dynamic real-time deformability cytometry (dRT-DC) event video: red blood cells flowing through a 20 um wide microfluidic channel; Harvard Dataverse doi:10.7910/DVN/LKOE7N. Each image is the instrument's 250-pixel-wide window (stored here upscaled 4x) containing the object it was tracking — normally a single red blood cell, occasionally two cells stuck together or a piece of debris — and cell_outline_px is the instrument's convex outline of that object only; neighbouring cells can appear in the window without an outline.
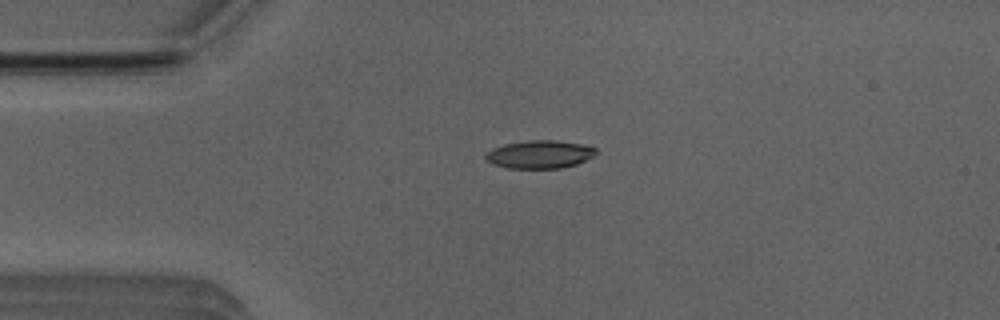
{"species": "Egyptian fruit bat (a non-hibernating species)", "species_latin": "Rousettus aegyptiacus", "temperature_condition": "room temperature", "stored_images_in_passage": 52, "camera_frame_rate_fps": 3000, "um_per_image_px": 0.085, "animal": {"sex": "male"}, "frame": {"image": 1, "passage_image": 12, "time_ms": 3.667, "image_size_px": [1000, 320], "cell_outline_px": [[596, 152], [592, 156], [576, 164], [560, 168], [508, 168], [492, 164], [484, 156], [492, 148], [504, 144], [528, 140], [556, 140], [584, 144], [596, 148]], "centroid_in_image_um": [45.86, 13.11], "position_along_channel_um": 39.1, "area_um2": 17.92}}
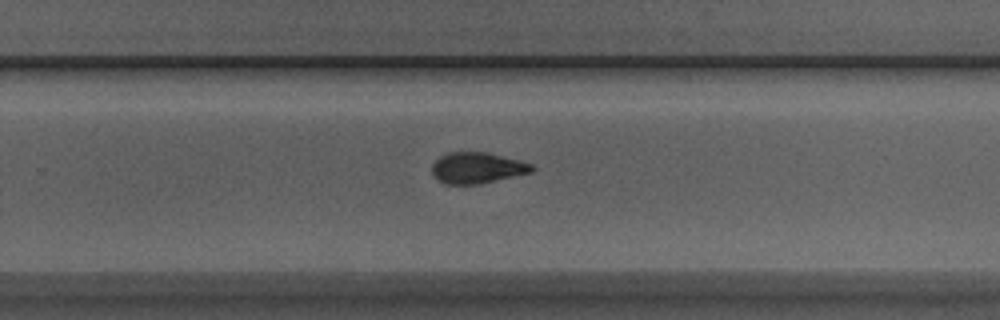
{"frame": {"image": 2, "passage_image": 33, "time_ms": 10.667, "image_size_px": [1000, 320], "cell_outline_px": [[536, 168], [532, 172], [480, 184], [444, 184], [432, 176], [432, 164], [440, 156], [448, 152], [488, 152], [520, 160], [532, 164]], "centroid_in_image_um": [40.55, 14.27], "position_along_channel_um": 289.2, "area_um2": 18.26}}
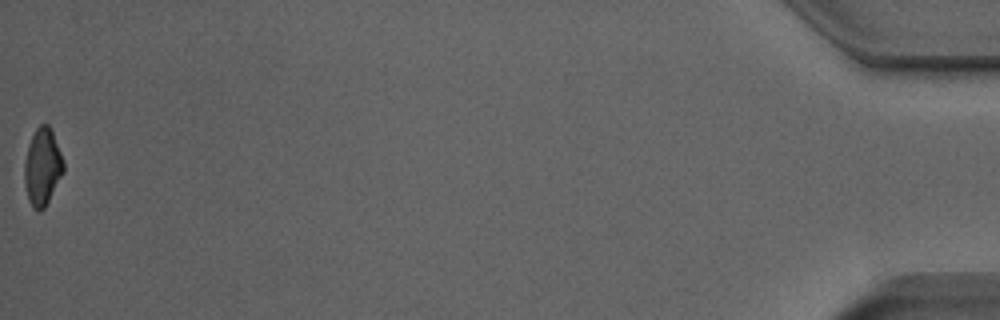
{"frame": {"image": 3, "passage_image": 52, "time_ms": 17.0, "image_size_px": [1000, 320], "cell_outline_px": [[64, 172], [44, 208], [36, 212], [32, 208], [28, 200], [24, 184], [24, 164], [28, 144], [36, 128], [40, 124], [48, 124], [52, 128], [64, 160]], "centroid_in_image_um": [3.61, 14.17], "position_along_channel_um": 431.6, "area_um2": 17.86}, "authors_computed_cell_mechanics": {"area_um2": 18.2937, "velocity_mm_per_s": 3.9477, "shape_relaxation_time_tau1_ms": 4.1859, "shape_relaxation_time_tau2_ms": 2.5046, "deformation_change_tau1": 0.1435, "deformation_change_tau2": 0.0954}}